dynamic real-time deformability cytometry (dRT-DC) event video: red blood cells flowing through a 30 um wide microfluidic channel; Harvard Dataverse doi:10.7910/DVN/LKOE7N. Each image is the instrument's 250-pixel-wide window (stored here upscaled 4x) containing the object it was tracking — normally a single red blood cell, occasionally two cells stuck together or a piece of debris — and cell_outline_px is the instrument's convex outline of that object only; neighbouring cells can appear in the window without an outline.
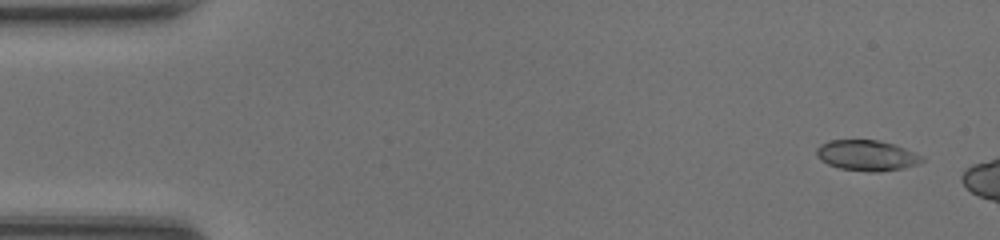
{"species": "common noctule bat (a hibernating species)", "species_latin": "Nyctalus noctula", "temperature_condition": "room temperature", "stored_images_in_passage": 8, "camera_frame_rate_fps": 3000, "um_per_image_px": 0.085, "animal": {"sex": "female", "body_mass_g": 20.0, "forearm_length_mm": 54.0}, "frame": {"image": 1, "passage_image": 3, "time_ms": 0.667, "image_size_px": [1000, 240], "cell_outline_px": [[924, 160], [920, 164], [904, 168], [880, 172], [868, 172], [840, 168], [828, 164], [820, 160], [816, 156], [816, 148], [820, 144], [828, 140], [880, 140], [916, 152], [924, 156]], "centroid_in_image_um": [73.69, 13.22], "position_along_channel_um": 11.3, "area_um2": 19.07}}